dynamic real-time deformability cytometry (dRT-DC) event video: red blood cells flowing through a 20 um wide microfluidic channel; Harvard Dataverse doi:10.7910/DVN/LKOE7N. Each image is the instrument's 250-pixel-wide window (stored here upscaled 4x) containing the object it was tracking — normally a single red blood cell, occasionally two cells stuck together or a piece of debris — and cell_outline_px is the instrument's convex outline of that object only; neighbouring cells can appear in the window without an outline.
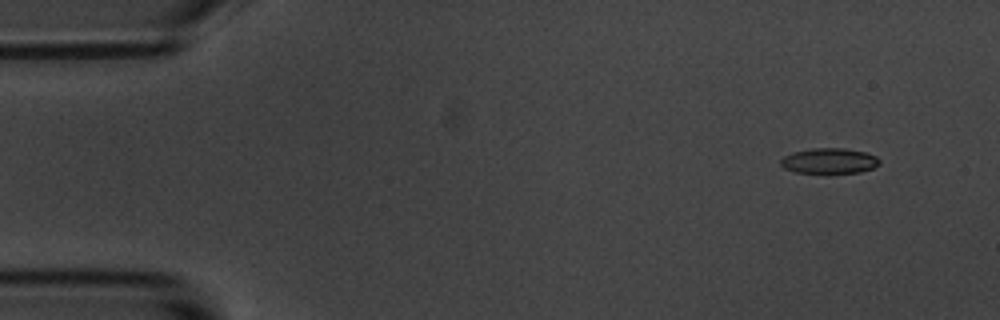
{"species": "common noctule bat (a hibernating species)", "species_latin": "Nyctalus noctula", "temperature_condition": "room temperature", "stored_images_in_passage": 5, "camera_frame_rate_fps": 3000, "um_per_image_px": 0.085, "animal": {"sex": "male", "body_mass_g": 20.1, "forearm_length_mm": 53.5}, "frame": {"image": 1, "passage_image": 1, "time_ms": 0.0, "image_size_px": [1000, 320], "cell_outline_px": [[880, 164], [872, 168], [860, 172], [824, 176], [796, 172], [784, 168], [780, 164], [780, 160], [784, 156], [792, 152], [812, 148], [844, 148], [864, 152], [876, 156], [880, 160]], "centroid_in_image_um": [70.46, 13.72], "position_along_channel_um": 14.5, "area_um2": 15.37}}
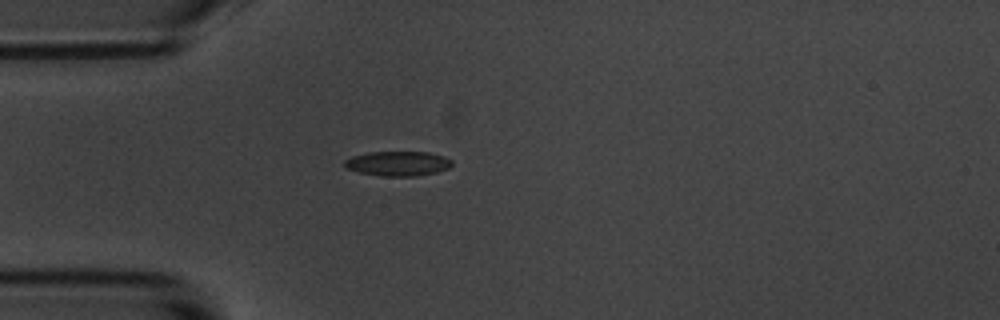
{"frame": {"image": 2, "passage_image": 4, "time_ms": 3.667, "image_size_px": [1000, 320], "cell_outline_px": [[452, 164], [448, 168], [436, 172], [416, 176], [380, 176], [360, 172], [344, 168], [344, 160], [352, 156], [368, 152], [428, 152], [444, 156], [452, 160]], "centroid_in_image_um": [33.8, 13.9], "position_along_channel_um": 51.2, "area_um2": 15.49}}